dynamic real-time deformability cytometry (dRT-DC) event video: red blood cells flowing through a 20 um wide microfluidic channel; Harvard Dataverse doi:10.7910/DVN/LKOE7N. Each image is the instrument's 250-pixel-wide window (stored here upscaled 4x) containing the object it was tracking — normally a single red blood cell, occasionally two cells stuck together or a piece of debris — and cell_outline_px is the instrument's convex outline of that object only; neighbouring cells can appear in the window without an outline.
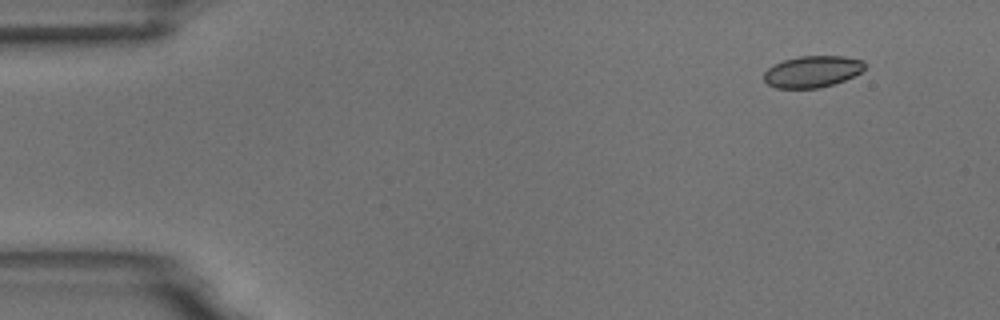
{"species": "common noctule bat (a hibernating species)", "species_latin": "Nyctalus noctula", "temperature_condition": "room temperature", "stored_images_in_passage": 5, "segment_of_instrument_passage": [2, 2], "camera_frame_rate_fps": 3000, "um_per_image_px": 0.085, "animal": {"sex": "male", "body_mass_g": 18.8}, "frame": {"image": 1, "passage_image": 5, "time_ms": 5.667, "image_size_px": [1000, 320], "cell_outline_px": [[864, 68], [860, 72], [844, 80], [820, 88], [776, 88], [768, 84], [764, 80], [764, 72], [772, 64], [784, 60], [800, 56], [844, 56], [864, 60]], "centroid_in_image_um": [69.02, 6.08], "position_along_channel_um": 16.0, "area_um2": 18.5}}